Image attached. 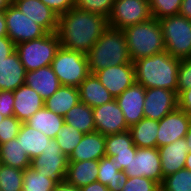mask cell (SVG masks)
Listing matches in <instances>:
<instances>
[{
    "label": "cell",
    "instance_id": "obj_5",
    "mask_svg": "<svg viewBox=\"0 0 191 191\" xmlns=\"http://www.w3.org/2000/svg\"><path fill=\"white\" fill-rule=\"evenodd\" d=\"M59 47V38L55 32L17 44L16 52L26 72H28L51 65Z\"/></svg>",
    "mask_w": 191,
    "mask_h": 191
},
{
    "label": "cell",
    "instance_id": "obj_39",
    "mask_svg": "<svg viewBox=\"0 0 191 191\" xmlns=\"http://www.w3.org/2000/svg\"><path fill=\"white\" fill-rule=\"evenodd\" d=\"M21 124L15 116L5 117L0 124V145L17 137Z\"/></svg>",
    "mask_w": 191,
    "mask_h": 191
},
{
    "label": "cell",
    "instance_id": "obj_12",
    "mask_svg": "<svg viewBox=\"0 0 191 191\" xmlns=\"http://www.w3.org/2000/svg\"><path fill=\"white\" fill-rule=\"evenodd\" d=\"M178 107L177 94L163 88H145L144 118L160 121Z\"/></svg>",
    "mask_w": 191,
    "mask_h": 191
},
{
    "label": "cell",
    "instance_id": "obj_46",
    "mask_svg": "<svg viewBox=\"0 0 191 191\" xmlns=\"http://www.w3.org/2000/svg\"><path fill=\"white\" fill-rule=\"evenodd\" d=\"M178 108L191 117V88L183 90L178 96Z\"/></svg>",
    "mask_w": 191,
    "mask_h": 191
},
{
    "label": "cell",
    "instance_id": "obj_45",
    "mask_svg": "<svg viewBox=\"0 0 191 191\" xmlns=\"http://www.w3.org/2000/svg\"><path fill=\"white\" fill-rule=\"evenodd\" d=\"M16 50L15 43L8 37H0V64Z\"/></svg>",
    "mask_w": 191,
    "mask_h": 191
},
{
    "label": "cell",
    "instance_id": "obj_23",
    "mask_svg": "<svg viewBox=\"0 0 191 191\" xmlns=\"http://www.w3.org/2000/svg\"><path fill=\"white\" fill-rule=\"evenodd\" d=\"M99 160L68 161L65 180L78 189L97 181Z\"/></svg>",
    "mask_w": 191,
    "mask_h": 191
},
{
    "label": "cell",
    "instance_id": "obj_54",
    "mask_svg": "<svg viewBox=\"0 0 191 191\" xmlns=\"http://www.w3.org/2000/svg\"><path fill=\"white\" fill-rule=\"evenodd\" d=\"M1 112V111H0ZM5 117L0 113V124Z\"/></svg>",
    "mask_w": 191,
    "mask_h": 191
},
{
    "label": "cell",
    "instance_id": "obj_19",
    "mask_svg": "<svg viewBox=\"0 0 191 191\" xmlns=\"http://www.w3.org/2000/svg\"><path fill=\"white\" fill-rule=\"evenodd\" d=\"M161 160L162 174L166 177L185 167L189 152L185 137L177 139L171 144L158 148Z\"/></svg>",
    "mask_w": 191,
    "mask_h": 191
},
{
    "label": "cell",
    "instance_id": "obj_11",
    "mask_svg": "<svg viewBox=\"0 0 191 191\" xmlns=\"http://www.w3.org/2000/svg\"><path fill=\"white\" fill-rule=\"evenodd\" d=\"M124 172L128 177H146L160 185L164 177L158 148H137Z\"/></svg>",
    "mask_w": 191,
    "mask_h": 191
},
{
    "label": "cell",
    "instance_id": "obj_30",
    "mask_svg": "<svg viewBox=\"0 0 191 191\" xmlns=\"http://www.w3.org/2000/svg\"><path fill=\"white\" fill-rule=\"evenodd\" d=\"M65 123L73 126L83 134L96 131L93 118V108L79 102L73 106L64 116Z\"/></svg>",
    "mask_w": 191,
    "mask_h": 191
},
{
    "label": "cell",
    "instance_id": "obj_7",
    "mask_svg": "<svg viewBox=\"0 0 191 191\" xmlns=\"http://www.w3.org/2000/svg\"><path fill=\"white\" fill-rule=\"evenodd\" d=\"M164 38L165 51L182 59L191 58V20L173 15L159 20Z\"/></svg>",
    "mask_w": 191,
    "mask_h": 191
},
{
    "label": "cell",
    "instance_id": "obj_44",
    "mask_svg": "<svg viewBox=\"0 0 191 191\" xmlns=\"http://www.w3.org/2000/svg\"><path fill=\"white\" fill-rule=\"evenodd\" d=\"M137 148H129V151L123 152H114L113 160H115V164L117 165V169L120 171H124L131 158L135 156Z\"/></svg>",
    "mask_w": 191,
    "mask_h": 191
},
{
    "label": "cell",
    "instance_id": "obj_18",
    "mask_svg": "<svg viewBox=\"0 0 191 191\" xmlns=\"http://www.w3.org/2000/svg\"><path fill=\"white\" fill-rule=\"evenodd\" d=\"M13 94L14 116L22 123L44 107V100L40 94L25 83L14 90Z\"/></svg>",
    "mask_w": 191,
    "mask_h": 191
},
{
    "label": "cell",
    "instance_id": "obj_8",
    "mask_svg": "<svg viewBox=\"0 0 191 191\" xmlns=\"http://www.w3.org/2000/svg\"><path fill=\"white\" fill-rule=\"evenodd\" d=\"M152 18L149 0H114L108 26L124 29Z\"/></svg>",
    "mask_w": 191,
    "mask_h": 191
},
{
    "label": "cell",
    "instance_id": "obj_15",
    "mask_svg": "<svg viewBox=\"0 0 191 191\" xmlns=\"http://www.w3.org/2000/svg\"><path fill=\"white\" fill-rule=\"evenodd\" d=\"M94 75L116 99L135 82V67L134 64L109 66Z\"/></svg>",
    "mask_w": 191,
    "mask_h": 191
},
{
    "label": "cell",
    "instance_id": "obj_1",
    "mask_svg": "<svg viewBox=\"0 0 191 191\" xmlns=\"http://www.w3.org/2000/svg\"><path fill=\"white\" fill-rule=\"evenodd\" d=\"M108 27V19L73 7L58 17L60 46L87 54Z\"/></svg>",
    "mask_w": 191,
    "mask_h": 191
},
{
    "label": "cell",
    "instance_id": "obj_42",
    "mask_svg": "<svg viewBox=\"0 0 191 191\" xmlns=\"http://www.w3.org/2000/svg\"><path fill=\"white\" fill-rule=\"evenodd\" d=\"M0 113L4 117L14 116V94L13 91L0 90Z\"/></svg>",
    "mask_w": 191,
    "mask_h": 191
},
{
    "label": "cell",
    "instance_id": "obj_40",
    "mask_svg": "<svg viewBox=\"0 0 191 191\" xmlns=\"http://www.w3.org/2000/svg\"><path fill=\"white\" fill-rule=\"evenodd\" d=\"M122 191H160V185L146 177H128Z\"/></svg>",
    "mask_w": 191,
    "mask_h": 191
},
{
    "label": "cell",
    "instance_id": "obj_31",
    "mask_svg": "<svg viewBox=\"0 0 191 191\" xmlns=\"http://www.w3.org/2000/svg\"><path fill=\"white\" fill-rule=\"evenodd\" d=\"M0 163L25 170L30 167L31 159L22 149L17 138H14L0 145Z\"/></svg>",
    "mask_w": 191,
    "mask_h": 191
},
{
    "label": "cell",
    "instance_id": "obj_37",
    "mask_svg": "<svg viewBox=\"0 0 191 191\" xmlns=\"http://www.w3.org/2000/svg\"><path fill=\"white\" fill-rule=\"evenodd\" d=\"M182 0H149L152 18L162 19L179 15Z\"/></svg>",
    "mask_w": 191,
    "mask_h": 191
},
{
    "label": "cell",
    "instance_id": "obj_50",
    "mask_svg": "<svg viewBox=\"0 0 191 191\" xmlns=\"http://www.w3.org/2000/svg\"><path fill=\"white\" fill-rule=\"evenodd\" d=\"M8 36L4 12H0V37Z\"/></svg>",
    "mask_w": 191,
    "mask_h": 191
},
{
    "label": "cell",
    "instance_id": "obj_17",
    "mask_svg": "<svg viewBox=\"0 0 191 191\" xmlns=\"http://www.w3.org/2000/svg\"><path fill=\"white\" fill-rule=\"evenodd\" d=\"M12 3L28 18L42 26L48 33H55L58 15L40 0H12Z\"/></svg>",
    "mask_w": 191,
    "mask_h": 191
},
{
    "label": "cell",
    "instance_id": "obj_9",
    "mask_svg": "<svg viewBox=\"0 0 191 191\" xmlns=\"http://www.w3.org/2000/svg\"><path fill=\"white\" fill-rule=\"evenodd\" d=\"M7 35L15 45L45 36L48 32L23 14L13 3L4 11Z\"/></svg>",
    "mask_w": 191,
    "mask_h": 191
},
{
    "label": "cell",
    "instance_id": "obj_34",
    "mask_svg": "<svg viewBox=\"0 0 191 191\" xmlns=\"http://www.w3.org/2000/svg\"><path fill=\"white\" fill-rule=\"evenodd\" d=\"M160 191H191V171L183 168L164 177Z\"/></svg>",
    "mask_w": 191,
    "mask_h": 191
},
{
    "label": "cell",
    "instance_id": "obj_36",
    "mask_svg": "<svg viewBox=\"0 0 191 191\" xmlns=\"http://www.w3.org/2000/svg\"><path fill=\"white\" fill-rule=\"evenodd\" d=\"M129 148H137L134 145L132 136L129 130L110 134L105 139V154L107 157H114V152L129 151Z\"/></svg>",
    "mask_w": 191,
    "mask_h": 191
},
{
    "label": "cell",
    "instance_id": "obj_43",
    "mask_svg": "<svg viewBox=\"0 0 191 191\" xmlns=\"http://www.w3.org/2000/svg\"><path fill=\"white\" fill-rule=\"evenodd\" d=\"M51 8L58 16L76 6V0H40Z\"/></svg>",
    "mask_w": 191,
    "mask_h": 191
},
{
    "label": "cell",
    "instance_id": "obj_21",
    "mask_svg": "<svg viewBox=\"0 0 191 191\" xmlns=\"http://www.w3.org/2000/svg\"><path fill=\"white\" fill-rule=\"evenodd\" d=\"M25 76V67L15 50L0 64V90H16L25 83Z\"/></svg>",
    "mask_w": 191,
    "mask_h": 191
},
{
    "label": "cell",
    "instance_id": "obj_38",
    "mask_svg": "<svg viewBox=\"0 0 191 191\" xmlns=\"http://www.w3.org/2000/svg\"><path fill=\"white\" fill-rule=\"evenodd\" d=\"M114 0H76V7L108 19Z\"/></svg>",
    "mask_w": 191,
    "mask_h": 191
},
{
    "label": "cell",
    "instance_id": "obj_4",
    "mask_svg": "<svg viewBox=\"0 0 191 191\" xmlns=\"http://www.w3.org/2000/svg\"><path fill=\"white\" fill-rule=\"evenodd\" d=\"M132 62L165 51L162 28L158 19L130 25L123 29Z\"/></svg>",
    "mask_w": 191,
    "mask_h": 191
},
{
    "label": "cell",
    "instance_id": "obj_51",
    "mask_svg": "<svg viewBox=\"0 0 191 191\" xmlns=\"http://www.w3.org/2000/svg\"><path fill=\"white\" fill-rule=\"evenodd\" d=\"M11 3L12 0H0V12H4Z\"/></svg>",
    "mask_w": 191,
    "mask_h": 191
},
{
    "label": "cell",
    "instance_id": "obj_13",
    "mask_svg": "<svg viewBox=\"0 0 191 191\" xmlns=\"http://www.w3.org/2000/svg\"><path fill=\"white\" fill-rule=\"evenodd\" d=\"M96 131L102 135L121 133L129 130L123 112L116 99L93 108Z\"/></svg>",
    "mask_w": 191,
    "mask_h": 191
},
{
    "label": "cell",
    "instance_id": "obj_32",
    "mask_svg": "<svg viewBox=\"0 0 191 191\" xmlns=\"http://www.w3.org/2000/svg\"><path fill=\"white\" fill-rule=\"evenodd\" d=\"M57 182L31 167L24 170L22 191H53Z\"/></svg>",
    "mask_w": 191,
    "mask_h": 191
},
{
    "label": "cell",
    "instance_id": "obj_47",
    "mask_svg": "<svg viewBox=\"0 0 191 191\" xmlns=\"http://www.w3.org/2000/svg\"><path fill=\"white\" fill-rule=\"evenodd\" d=\"M53 191H80V189L67 182L66 180H62L56 184Z\"/></svg>",
    "mask_w": 191,
    "mask_h": 191
},
{
    "label": "cell",
    "instance_id": "obj_3",
    "mask_svg": "<svg viewBox=\"0 0 191 191\" xmlns=\"http://www.w3.org/2000/svg\"><path fill=\"white\" fill-rule=\"evenodd\" d=\"M90 74L109 66L133 64L123 29L108 26L87 53Z\"/></svg>",
    "mask_w": 191,
    "mask_h": 191
},
{
    "label": "cell",
    "instance_id": "obj_6",
    "mask_svg": "<svg viewBox=\"0 0 191 191\" xmlns=\"http://www.w3.org/2000/svg\"><path fill=\"white\" fill-rule=\"evenodd\" d=\"M61 85L79 87L90 74L87 54L60 46L51 63Z\"/></svg>",
    "mask_w": 191,
    "mask_h": 191
},
{
    "label": "cell",
    "instance_id": "obj_27",
    "mask_svg": "<svg viewBox=\"0 0 191 191\" xmlns=\"http://www.w3.org/2000/svg\"><path fill=\"white\" fill-rule=\"evenodd\" d=\"M25 123L33 129H37L44 133L50 139H55L57 137V133L64 125L65 120L63 116L43 107L27 119Z\"/></svg>",
    "mask_w": 191,
    "mask_h": 191
},
{
    "label": "cell",
    "instance_id": "obj_2",
    "mask_svg": "<svg viewBox=\"0 0 191 191\" xmlns=\"http://www.w3.org/2000/svg\"><path fill=\"white\" fill-rule=\"evenodd\" d=\"M135 81L145 88H163L177 94V73L180 59L167 51L138 59L133 62Z\"/></svg>",
    "mask_w": 191,
    "mask_h": 191
},
{
    "label": "cell",
    "instance_id": "obj_48",
    "mask_svg": "<svg viewBox=\"0 0 191 191\" xmlns=\"http://www.w3.org/2000/svg\"><path fill=\"white\" fill-rule=\"evenodd\" d=\"M80 191H109V189L101 182L96 181L80 188Z\"/></svg>",
    "mask_w": 191,
    "mask_h": 191
},
{
    "label": "cell",
    "instance_id": "obj_25",
    "mask_svg": "<svg viewBox=\"0 0 191 191\" xmlns=\"http://www.w3.org/2000/svg\"><path fill=\"white\" fill-rule=\"evenodd\" d=\"M79 102L80 93L78 87L61 85L51 97L44 101V107L64 117Z\"/></svg>",
    "mask_w": 191,
    "mask_h": 191
},
{
    "label": "cell",
    "instance_id": "obj_53",
    "mask_svg": "<svg viewBox=\"0 0 191 191\" xmlns=\"http://www.w3.org/2000/svg\"><path fill=\"white\" fill-rule=\"evenodd\" d=\"M189 171H191V152L189 151L186 157L185 167Z\"/></svg>",
    "mask_w": 191,
    "mask_h": 191
},
{
    "label": "cell",
    "instance_id": "obj_41",
    "mask_svg": "<svg viewBox=\"0 0 191 191\" xmlns=\"http://www.w3.org/2000/svg\"><path fill=\"white\" fill-rule=\"evenodd\" d=\"M177 96L186 89L191 88V58L180 60L177 73Z\"/></svg>",
    "mask_w": 191,
    "mask_h": 191
},
{
    "label": "cell",
    "instance_id": "obj_16",
    "mask_svg": "<svg viewBox=\"0 0 191 191\" xmlns=\"http://www.w3.org/2000/svg\"><path fill=\"white\" fill-rule=\"evenodd\" d=\"M144 100L145 87L136 81L116 98L129 127L144 118Z\"/></svg>",
    "mask_w": 191,
    "mask_h": 191
},
{
    "label": "cell",
    "instance_id": "obj_14",
    "mask_svg": "<svg viewBox=\"0 0 191 191\" xmlns=\"http://www.w3.org/2000/svg\"><path fill=\"white\" fill-rule=\"evenodd\" d=\"M191 124V117L178 107L158 121L157 148L184 138Z\"/></svg>",
    "mask_w": 191,
    "mask_h": 191
},
{
    "label": "cell",
    "instance_id": "obj_49",
    "mask_svg": "<svg viewBox=\"0 0 191 191\" xmlns=\"http://www.w3.org/2000/svg\"><path fill=\"white\" fill-rule=\"evenodd\" d=\"M179 15L191 20V0H182Z\"/></svg>",
    "mask_w": 191,
    "mask_h": 191
},
{
    "label": "cell",
    "instance_id": "obj_26",
    "mask_svg": "<svg viewBox=\"0 0 191 191\" xmlns=\"http://www.w3.org/2000/svg\"><path fill=\"white\" fill-rule=\"evenodd\" d=\"M17 141L20 142L22 149L28 154L29 158L39 156L50 142V138L37 129H33L25 122L21 124L19 133L17 135Z\"/></svg>",
    "mask_w": 191,
    "mask_h": 191
},
{
    "label": "cell",
    "instance_id": "obj_33",
    "mask_svg": "<svg viewBox=\"0 0 191 191\" xmlns=\"http://www.w3.org/2000/svg\"><path fill=\"white\" fill-rule=\"evenodd\" d=\"M24 170L0 163V191H22Z\"/></svg>",
    "mask_w": 191,
    "mask_h": 191
},
{
    "label": "cell",
    "instance_id": "obj_10",
    "mask_svg": "<svg viewBox=\"0 0 191 191\" xmlns=\"http://www.w3.org/2000/svg\"><path fill=\"white\" fill-rule=\"evenodd\" d=\"M30 167L58 183L65 180L68 157L61 152L57 141L51 139L45 150L31 160Z\"/></svg>",
    "mask_w": 191,
    "mask_h": 191
},
{
    "label": "cell",
    "instance_id": "obj_28",
    "mask_svg": "<svg viewBox=\"0 0 191 191\" xmlns=\"http://www.w3.org/2000/svg\"><path fill=\"white\" fill-rule=\"evenodd\" d=\"M127 180V174L117 169L113 158L104 156L99 160L97 181L107 186L109 191H122Z\"/></svg>",
    "mask_w": 191,
    "mask_h": 191
},
{
    "label": "cell",
    "instance_id": "obj_29",
    "mask_svg": "<svg viewBox=\"0 0 191 191\" xmlns=\"http://www.w3.org/2000/svg\"><path fill=\"white\" fill-rule=\"evenodd\" d=\"M129 131L137 148H157V120L143 118L130 126Z\"/></svg>",
    "mask_w": 191,
    "mask_h": 191
},
{
    "label": "cell",
    "instance_id": "obj_52",
    "mask_svg": "<svg viewBox=\"0 0 191 191\" xmlns=\"http://www.w3.org/2000/svg\"><path fill=\"white\" fill-rule=\"evenodd\" d=\"M185 140H186V143L188 145V150L191 152V124L188 128L186 135H185Z\"/></svg>",
    "mask_w": 191,
    "mask_h": 191
},
{
    "label": "cell",
    "instance_id": "obj_35",
    "mask_svg": "<svg viewBox=\"0 0 191 191\" xmlns=\"http://www.w3.org/2000/svg\"><path fill=\"white\" fill-rule=\"evenodd\" d=\"M83 135L82 132L78 131L73 126L64 123L61 130L57 133L55 140L60 146L61 152L68 157L80 143Z\"/></svg>",
    "mask_w": 191,
    "mask_h": 191
},
{
    "label": "cell",
    "instance_id": "obj_20",
    "mask_svg": "<svg viewBox=\"0 0 191 191\" xmlns=\"http://www.w3.org/2000/svg\"><path fill=\"white\" fill-rule=\"evenodd\" d=\"M106 136L94 131L84 134L80 143L68 156V161L100 160L105 154Z\"/></svg>",
    "mask_w": 191,
    "mask_h": 191
},
{
    "label": "cell",
    "instance_id": "obj_24",
    "mask_svg": "<svg viewBox=\"0 0 191 191\" xmlns=\"http://www.w3.org/2000/svg\"><path fill=\"white\" fill-rule=\"evenodd\" d=\"M80 102L94 108L115 98L94 74H89L80 84Z\"/></svg>",
    "mask_w": 191,
    "mask_h": 191
},
{
    "label": "cell",
    "instance_id": "obj_22",
    "mask_svg": "<svg viewBox=\"0 0 191 191\" xmlns=\"http://www.w3.org/2000/svg\"><path fill=\"white\" fill-rule=\"evenodd\" d=\"M25 84L40 94L44 101L51 97L61 86L51 65L26 72Z\"/></svg>",
    "mask_w": 191,
    "mask_h": 191
}]
</instances>
